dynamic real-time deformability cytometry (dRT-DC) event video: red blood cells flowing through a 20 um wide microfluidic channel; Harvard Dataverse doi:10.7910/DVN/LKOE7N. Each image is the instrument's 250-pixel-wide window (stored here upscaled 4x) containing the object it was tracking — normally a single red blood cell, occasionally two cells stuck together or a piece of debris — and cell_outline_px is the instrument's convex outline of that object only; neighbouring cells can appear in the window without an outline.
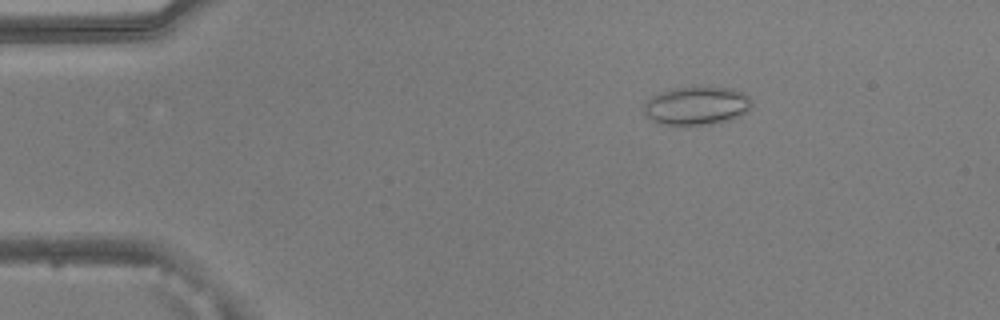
{"species": "common noctule bat (a hibernating species)", "species_latin": "Nyctalus noctula", "temperature_condition": "warm", "stored_images_in_passage": 47, "camera_frame_rate_fps": 3000, "um_per_image_px": 0.085, "animal": {"sex": "male", "body_mass_g": 20.5, "forearm_length_mm": 52.5}, "frame": {"image": 1, "passage_image": 3, "time_ms": 0.667, "image_size_px": [1000, 320], "cell_outline_px": [[752, 104], [744, 112], [728, 120], [712, 124], [664, 124], [652, 120], [644, 116], [644, 104], [652, 96], [668, 88], [700, 84], [732, 88], [748, 96], [752, 100]], "centroid_in_image_um": [59.18, 8.92], "position_along_channel_um": 25.8, "area_um2": 24.51}}
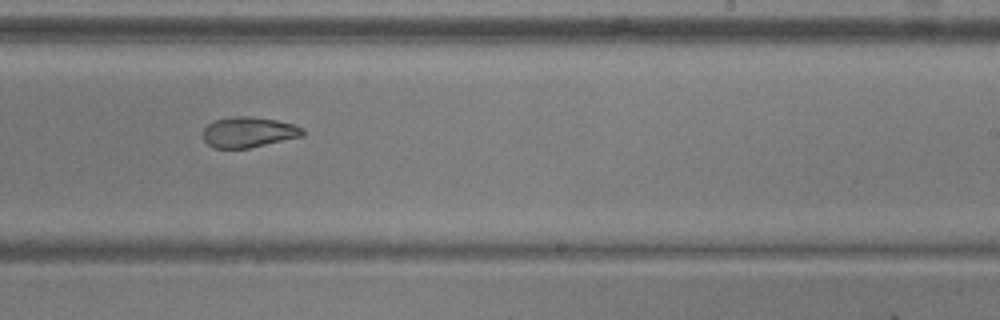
{"frame": {"image": 2, "passage_image": 27, "time_ms": 8.667, "image_size_px": [1000, 320], "cell_outline_px": [[304, 136], [248, 148], [216, 148], [208, 144], [204, 140], [204, 128], [208, 124], [216, 120], [236, 116], [252, 116], [276, 120], [292, 124], [304, 128]], "centroid_in_image_um": [21.16, 11.23], "position_along_channel_um": 267.8, "area_um2": 17.57}}
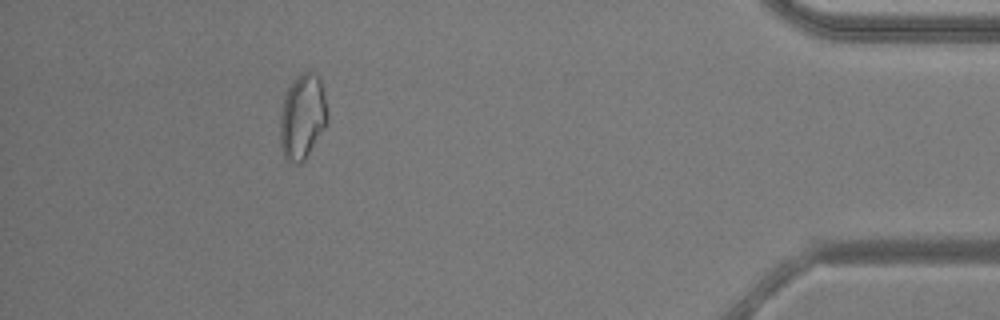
{"frame": {"image": 3, "passage_image": 42, "time_ms": 13.667, "image_size_px": [1000, 320], "cell_outline_px": [[328, 120], [324, 128], [304, 160], [300, 164], [296, 164], [288, 160], [284, 156], [280, 148], [280, 116], [284, 96], [292, 80], [300, 72], [308, 68], [316, 72], [320, 76], [324, 92], [328, 112]], "centroid_in_image_um": [25.71, 9.84], "position_along_channel_um": 409.5, "area_um2": 23.99}, "authors_computed_cell_mechanics": {"area_um2": 19.1896, "velocity_mm_per_s": 3.8815, "shape_relaxation_time_tau1_ms": 10.3738, "shape_relaxation_time_tau2_ms": 1.6161, "deformation_change_tau1": 0.264, "deformation_change_tau2": 0.0779}}